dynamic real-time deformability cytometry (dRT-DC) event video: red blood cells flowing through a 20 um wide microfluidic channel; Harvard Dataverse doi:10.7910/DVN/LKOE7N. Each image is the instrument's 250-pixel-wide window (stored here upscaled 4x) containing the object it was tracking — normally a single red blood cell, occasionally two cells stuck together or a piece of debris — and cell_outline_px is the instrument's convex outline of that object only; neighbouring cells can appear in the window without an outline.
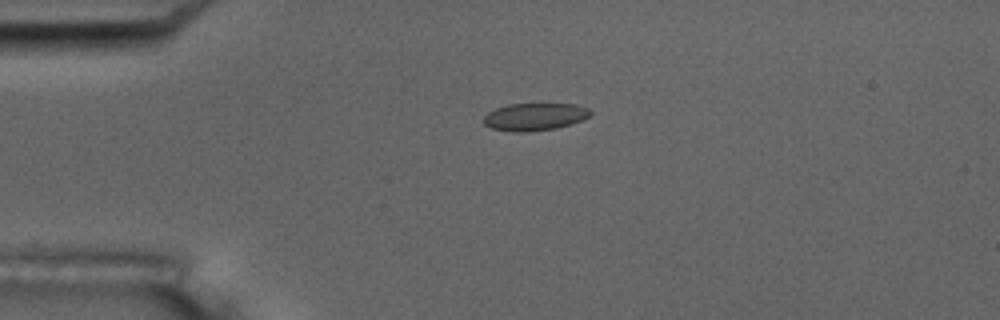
{"species": "common noctule bat (a hibernating species)", "species_latin": "Nyctalus noctula", "temperature_condition": "room temperature", "stored_images_in_passage": 6, "camera_frame_rate_fps": 3000, "um_per_image_px": 0.085, "animal": {"sex": "male", "body_mass_g": 17.5, "forearm_length_mm": 52.3}, "frame": {"image": 1, "passage_image": 4, "time_ms": 4.333, "image_size_px": [1000, 320], "cell_outline_px": [[592, 112], [588, 116], [580, 120], [556, 128], [524, 132], [512, 132], [492, 128], [484, 124], [484, 116], [488, 112], [496, 108], [508, 104], [576, 104], [588, 108]], "centroid_in_image_um": [45.41, 9.92], "position_along_channel_um": 39.6, "area_um2": 16.88}}